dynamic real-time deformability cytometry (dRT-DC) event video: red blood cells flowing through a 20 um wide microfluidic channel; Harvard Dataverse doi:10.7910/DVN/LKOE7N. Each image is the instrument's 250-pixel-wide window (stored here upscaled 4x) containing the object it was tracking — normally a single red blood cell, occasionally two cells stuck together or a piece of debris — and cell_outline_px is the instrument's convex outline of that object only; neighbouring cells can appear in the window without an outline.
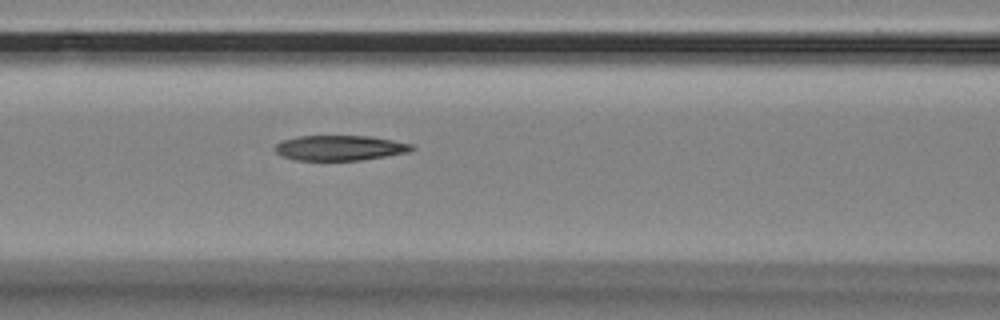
{"species": "Egyptian fruit bat (a non-hibernating species)", "species_latin": "Rousettus aegyptiacus", "temperature_condition": "room temperature", "stored_images_in_passage": 36, "camera_frame_rate_fps": 3000, "um_per_image_px": 0.085, "animal": {"sex": "female"}, "frame": {"image": 1, "passage_image": 6, "time_ms": 1.667, "image_size_px": [1000, 320], "cell_outline_px": [[416, 148], [408, 152], [360, 160], [296, 160], [284, 156], [276, 152], [276, 144], [280, 140], [296, 136], [372, 136], [412, 144]], "centroid_in_image_um": [28.88, 12.56], "position_along_channel_um": 137.7, "area_um2": 19.94}}
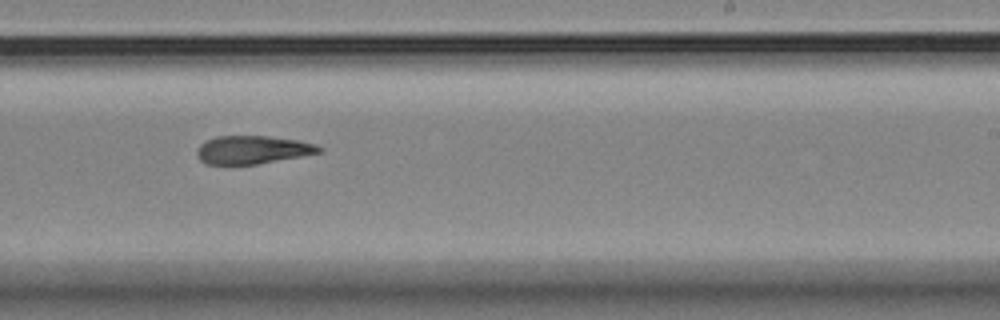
{"frame": {"image": 2, "passage_image": 17, "time_ms": 5.333, "image_size_px": [1000, 320], "cell_outline_px": [[324, 148], [320, 152], [300, 156], [256, 164], [204, 164], [196, 156], [196, 148], [200, 144], [216, 136], [268, 136], [300, 140], [316, 144]], "centroid_in_image_um": [21.44, 12.72], "position_along_channel_um": 267.6, "area_um2": 20.06}}
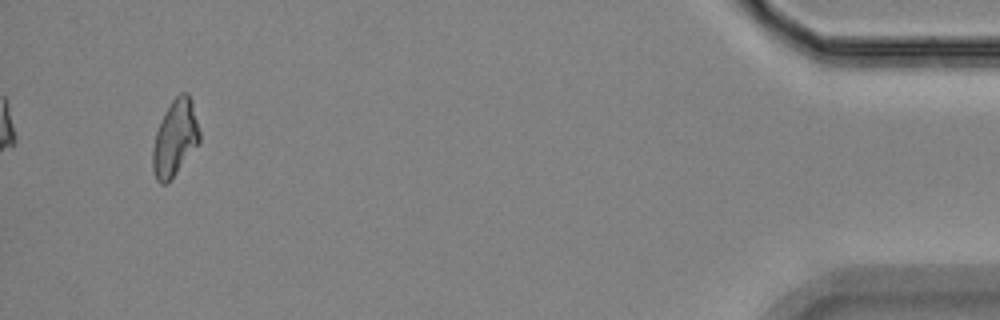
{"frame": {"image": 3, "passage_image": 36, "time_ms": 11.667, "image_size_px": [1000, 320], "cell_outline_px": [[200, 140], [176, 172], [164, 184], [160, 184], [156, 180], [152, 168], [152, 148], [156, 132], [160, 120], [164, 112], [172, 100], [180, 92], [188, 92], [192, 100], [200, 132]], "centroid_in_image_um": [14.86, 11.68], "position_along_channel_um": 420.3, "area_um2": 20.58}}